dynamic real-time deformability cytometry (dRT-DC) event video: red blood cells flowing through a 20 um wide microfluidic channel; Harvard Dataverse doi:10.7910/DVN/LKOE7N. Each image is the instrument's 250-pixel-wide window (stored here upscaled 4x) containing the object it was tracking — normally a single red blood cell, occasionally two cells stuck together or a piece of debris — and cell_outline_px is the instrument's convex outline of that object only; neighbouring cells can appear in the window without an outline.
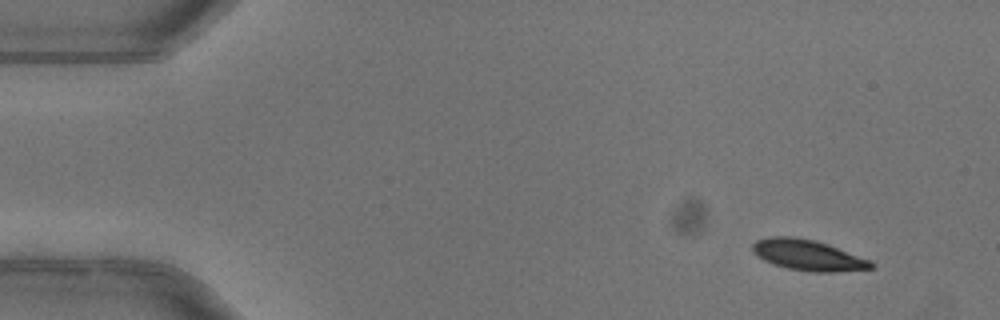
{"species": "common noctule bat (a hibernating species)", "species_latin": "Nyctalus noctula", "temperature_condition": "warm", "stored_images_in_passage": 4, "camera_frame_rate_fps": 3000, "um_per_image_px": 0.085, "animal": {"sex": "female"}, "frame": {"image": 1, "passage_image": 1, "time_ms": 0.0, "image_size_px": [1000, 320], "cell_outline_px": [[876, 268], [832, 272], [812, 272], [788, 268], [772, 264], [756, 256], [752, 252], [752, 244], [756, 240], [772, 236], [788, 236], [812, 240], [828, 244], [872, 260], [876, 264]], "centroid_in_image_um": [68.7, 21.69], "position_along_channel_um": 16.3, "area_um2": 21.39}}
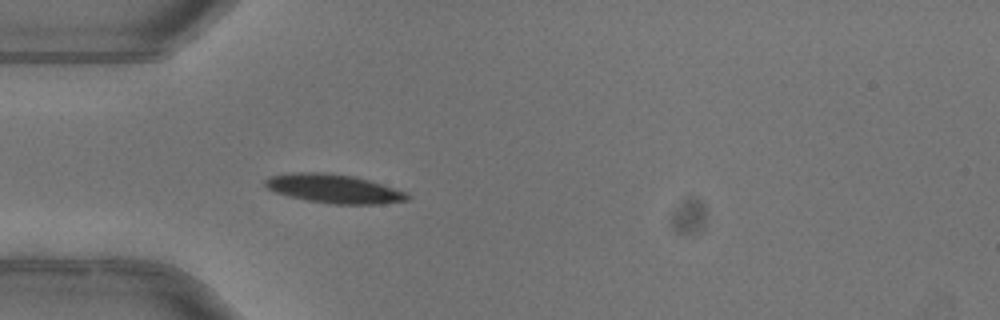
{"frame": {"image": 2, "passage_image": 4, "time_ms": 1.0, "image_size_px": [1000, 320], "cell_outline_px": [[412, 196], [408, 200], [384, 204], [332, 204], [308, 200], [288, 196], [276, 192], [268, 188], [264, 184], [264, 180], [272, 176], [292, 172], [324, 172], [352, 176], [368, 180], [408, 192]], "centroid_in_image_um": [28.42, 16.04], "position_along_channel_um": 56.6, "area_um2": 23.87}}